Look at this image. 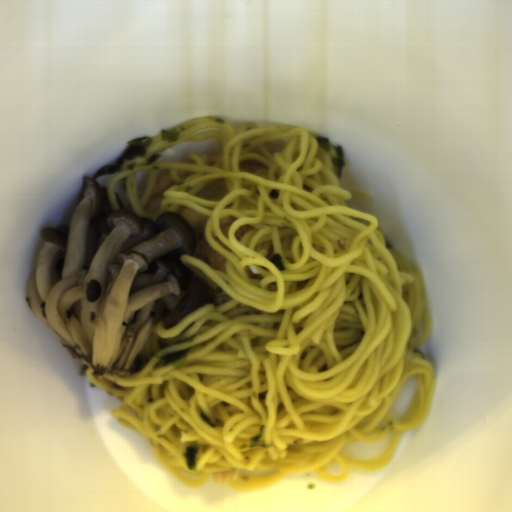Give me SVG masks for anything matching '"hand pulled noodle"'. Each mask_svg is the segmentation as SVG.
<instances>
[{"label": "hand pulled noodle", "instance_id": "obj_1", "mask_svg": "<svg viewBox=\"0 0 512 512\" xmlns=\"http://www.w3.org/2000/svg\"><path fill=\"white\" fill-rule=\"evenodd\" d=\"M150 137L111 174L108 206L120 208V180L136 216H182L196 249L178 260L215 301L152 325L137 371L86 370L122 399L112 417L192 489L387 468L433 409L438 372L418 352L435 328L425 272L348 206L335 149L302 126L198 116Z\"/></svg>", "mask_w": 512, "mask_h": 512}]
</instances>
